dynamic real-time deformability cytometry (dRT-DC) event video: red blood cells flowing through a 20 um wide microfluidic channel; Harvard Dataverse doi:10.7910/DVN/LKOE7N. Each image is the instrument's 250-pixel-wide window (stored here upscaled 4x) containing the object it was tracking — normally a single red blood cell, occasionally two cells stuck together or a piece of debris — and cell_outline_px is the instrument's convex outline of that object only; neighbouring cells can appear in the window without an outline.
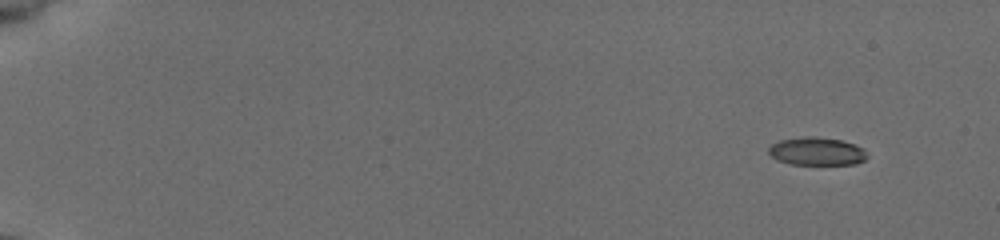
{"species": "common noctule bat (a hibernating species)", "species_latin": "Nyctalus noctula", "temperature_condition": "cold", "stored_images_in_passage": 51, "camera_frame_rate_fps": 3000, "um_per_image_px": 0.085, "animal": {"sex": "female", "body_mass_g": 19.5, "forearm_length_mm": 54.1}, "frame": {"image": 1, "passage_image": 1, "time_ms": 0.0, "image_size_px": [1000, 240], "cell_outline_px": [[868, 156], [864, 160], [856, 164], [788, 164], [776, 160], [768, 152], [768, 148], [772, 144], [780, 140], [804, 136], [812, 136], [840, 140], [864, 148]], "centroid_in_image_um": [69.41, 12.87], "position_along_channel_um": 15.6, "area_um2": 16.07}}
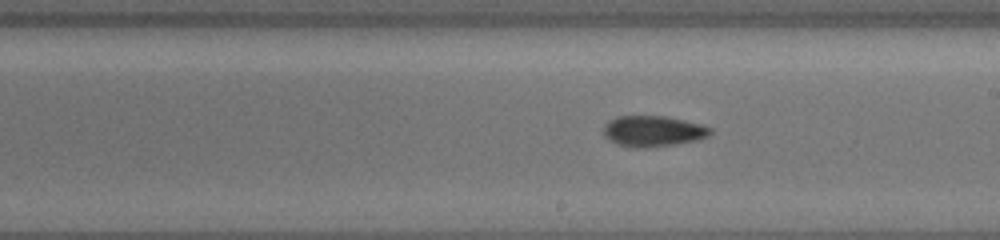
{"frame": {"image": 2, "passage_image": 30, "time_ms": 9.667, "image_size_px": [1000, 240], "cell_outline_px": [[712, 132], [708, 136], [696, 140], [676, 144], [644, 148], [632, 148], [616, 144], [608, 140], [604, 136], [604, 124], [620, 116], [664, 116], [700, 124], [712, 128]], "centroid_in_image_um": [55.49, 11.16], "position_along_channel_um": 233.5, "area_um2": 19.13}}
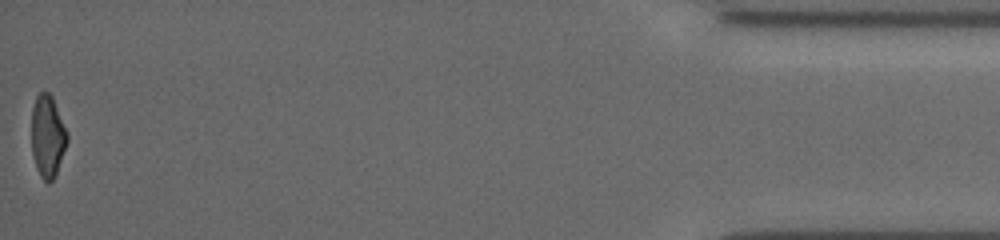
{"frame": {"image": 3, "passage_image": 51, "time_ms": 16.667, "image_size_px": [1000, 240], "cell_outline_px": [[68, 140], [56, 176], [48, 184], [40, 176], [32, 152], [32, 108], [36, 96], [40, 92], [48, 92], [52, 96], [68, 132]], "centroid_in_image_um": [4.06, 11.58], "position_along_channel_um": 431.1, "area_um2": 17.11}, "authors_computed_cell_mechanics": {"area_um2": 17.8602, "velocity_mm_per_s": 3.9341, "shape_relaxation_time_tau1_ms": 3.7172, "shape_relaxation_time_tau2_ms": 3.7727, "deformation_change_tau1": 0.1545, "deformation_change_tau2": 0.1036}}